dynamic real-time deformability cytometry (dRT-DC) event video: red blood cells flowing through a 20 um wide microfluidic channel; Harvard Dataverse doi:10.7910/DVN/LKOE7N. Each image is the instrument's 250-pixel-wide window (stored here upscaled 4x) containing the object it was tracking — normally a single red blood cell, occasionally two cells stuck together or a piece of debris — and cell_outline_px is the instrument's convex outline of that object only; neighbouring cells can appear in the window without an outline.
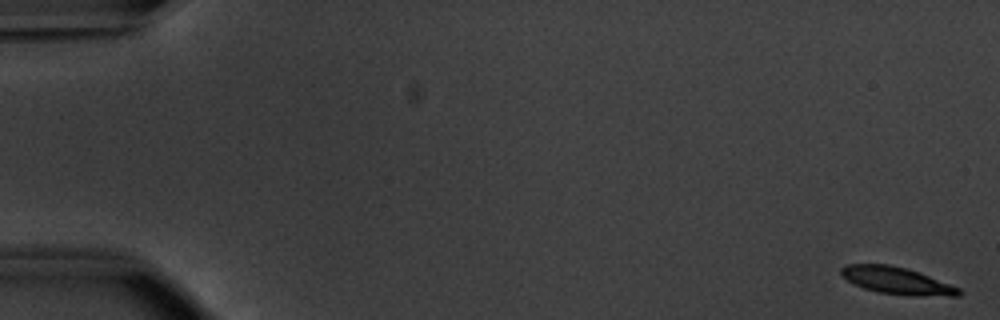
{"species": "common noctule bat (a hibernating species)", "species_latin": "Nyctalus noctula", "temperature_condition": "warm", "stored_images_in_passage": 53, "camera_frame_rate_fps": 3000, "um_per_image_px": 0.085, "animal": {"sex": "male", "body_mass_g": 20.1, "forearm_length_mm": 53.5}, "frame": {"image": 1, "passage_image": 1, "time_ms": 0.0, "image_size_px": [1000, 320], "cell_outline_px": [[964, 292], [960, 296], [912, 296], [876, 292], [852, 284], [840, 276], [840, 268], [844, 264], [888, 264], [908, 268], [920, 272], [960, 288]], "centroid_in_image_um": [76.22, 23.86], "position_along_channel_um": 8.8, "area_um2": 19.07}}
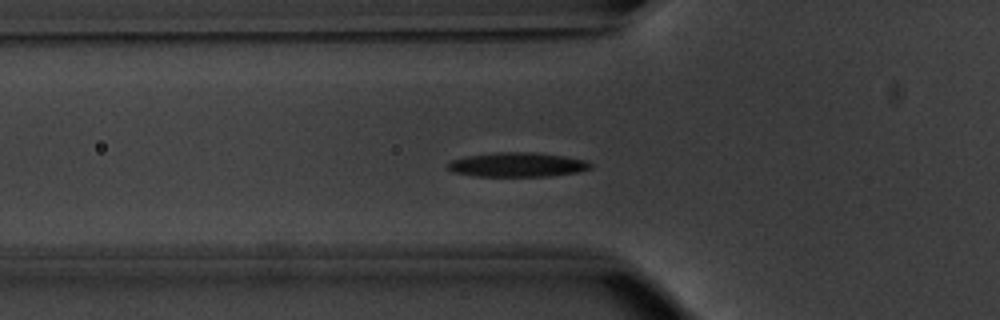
{"frame": {"image": 2, "passage_image": 19, "time_ms": 6.0, "image_size_px": [1000, 320], "cell_outline_px": [[592, 168], [580, 172], [548, 176], [476, 176], [452, 172], [444, 168], [444, 164], [452, 160], [464, 156], [496, 152], [532, 152], [564, 156], [588, 160], [592, 164]], "centroid_in_image_um": [43.94, 14.0], "position_along_channel_um": 81.9, "area_um2": 20.63}}
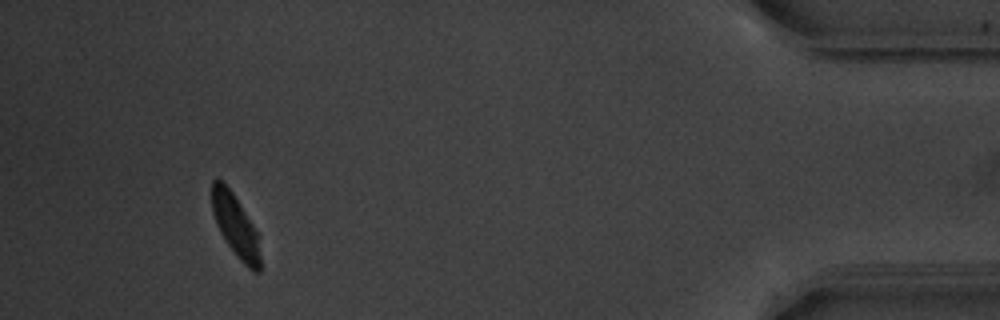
{"frame": {"image": 3, "passage_image": 50, "time_ms": 16.333, "image_size_px": [1000, 320], "cell_outline_px": [[260, 272], [252, 272], [236, 256], [220, 232], [216, 224], [212, 212], [212, 180], [216, 176], [232, 192], [252, 224], [256, 232], [260, 256]], "centroid_in_image_um": [19.99, 19.2], "position_along_channel_um": 415.2, "area_um2": 17.22}, "authors_computed_cell_mechanics": {"area_um2": 19.4208, "velocity_mm_per_s": 3.8098, "shape_relaxation_time_tau1_ms": 1.9609, "shape_relaxation_time_tau2_ms": null, "deformation_change_tau1": 0.1335, "deformation_change_tau2": null}}